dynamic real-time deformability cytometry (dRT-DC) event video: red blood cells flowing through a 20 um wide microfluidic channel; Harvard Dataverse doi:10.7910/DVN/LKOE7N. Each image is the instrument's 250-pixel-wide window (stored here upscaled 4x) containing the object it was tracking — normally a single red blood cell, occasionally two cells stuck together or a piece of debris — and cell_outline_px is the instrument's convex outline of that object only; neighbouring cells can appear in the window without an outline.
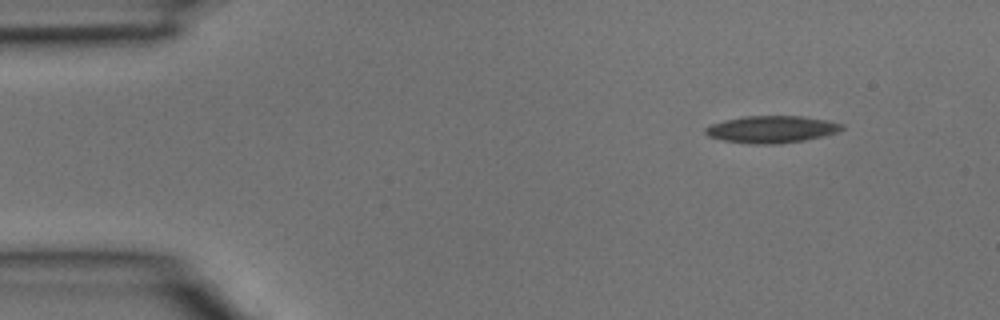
{"species": "common noctule bat (a hibernating species)", "species_latin": "Nyctalus noctula", "temperature_condition": "room temperature", "stored_images_in_passage": 3, "camera_frame_rate_fps": 3000, "um_per_image_px": 0.085, "animal": {"sex": "male", "body_mass_g": 15.6}, "frame": {"image": 1, "passage_image": 1, "time_ms": 0.0, "image_size_px": [1000, 320], "cell_outline_px": [[844, 128], [836, 132], [824, 136], [804, 140], [772, 144], [748, 144], [724, 140], [708, 136], [704, 132], [704, 128], [712, 124], [724, 120], [744, 116], [800, 116], [828, 120], [844, 124]], "centroid_in_image_um": [65.58, 10.99], "position_along_channel_um": 19.4, "area_um2": 21.5}}